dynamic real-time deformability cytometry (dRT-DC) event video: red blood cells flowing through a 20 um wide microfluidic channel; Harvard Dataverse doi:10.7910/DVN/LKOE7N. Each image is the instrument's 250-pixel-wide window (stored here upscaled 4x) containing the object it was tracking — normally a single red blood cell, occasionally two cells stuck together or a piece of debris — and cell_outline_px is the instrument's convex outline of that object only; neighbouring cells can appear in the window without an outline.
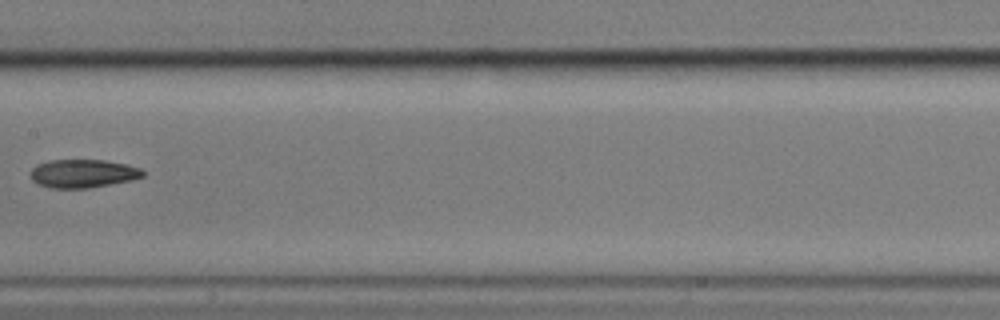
{"species": "common noctule bat (a hibernating species)", "species_latin": "Nyctalus noctula", "temperature_condition": "cold", "stored_images_in_passage": 15, "camera_frame_rate_fps": 3000, "um_per_image_px": 0.085, "animal": {"sex": "male", "body_mass_g": 17.9}, "frame": {"image": 1, "passage_image": 7, "time_ms": 8.0, "image_size_px": [1000, 320], "cell_outline_px": [[144, 176], [132, 180], [88, 188], [48, 188], [32, 180], [32, 168], [36, 164], [52, 160], [104, 160], [124, 164], [140, 168], [144, 172]], "centroid_in_image_um": [7.05, 14.75], "position_along_channel_um": 200.3, "area_um2": 18.38}}
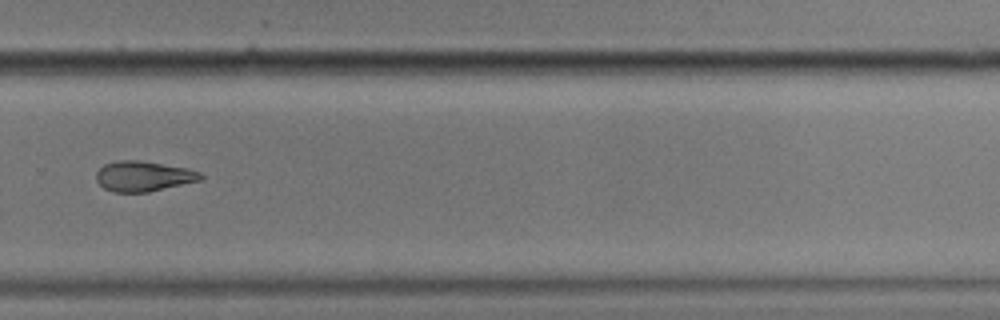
{"frame": {"image": 2, "passage_image": 10, "time_ms": 11.333, "image_size_px": [1000, 320], "cell_outline_px": [[204, 176], [200, 180], [148, 192], [112, 192], [104, 188], [96, 180], [96, 172], [104, 164], [120, 160], [136, 160], [188, 168], [200, 172]], "centroid_in_image_um": [12.17, 14.98], "position_along_channel_um": 317.6, "area_um2": 18.26}}
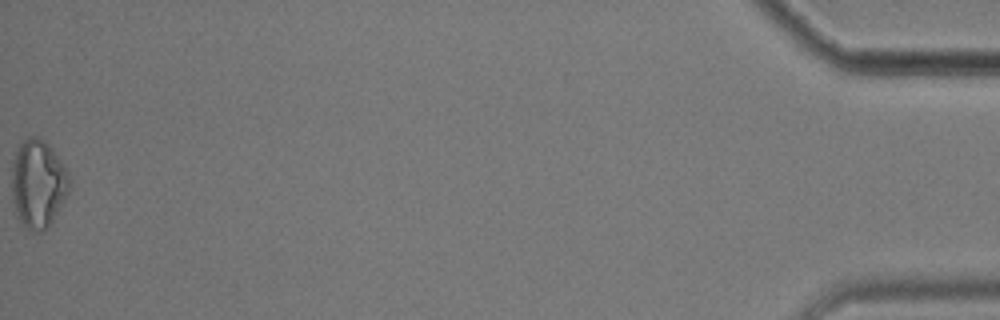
{"frame": {"image": 3, "passage_image": 15, "time_ms": 17.333, "image_size_px": [1000, 320], "cell_outline_px": [[68, 192], [48, 228], [44, 232], [28, 232], [16, 216], [12, 200], [12, 160], [16, 148], [28, 136], [40, 136], [52, 148], [64, 164], [68, 172]], "centroid_in_image_um": [3.2, 15.62], "position_along_channel_um": 432.0, "area_um2": 30.0}, "authors_computed_cell_mechanics": {"area_um2": 20.23, "velocity_mm_per_s": 3.5216, "shape_relaxation_time_tau1_ms": 4.4876, "shape_relaxation_time_tau2_ms": 7.0953, "deformation_change_tau1": 0.1617, "deformation_change_tau2": 0.1421}}